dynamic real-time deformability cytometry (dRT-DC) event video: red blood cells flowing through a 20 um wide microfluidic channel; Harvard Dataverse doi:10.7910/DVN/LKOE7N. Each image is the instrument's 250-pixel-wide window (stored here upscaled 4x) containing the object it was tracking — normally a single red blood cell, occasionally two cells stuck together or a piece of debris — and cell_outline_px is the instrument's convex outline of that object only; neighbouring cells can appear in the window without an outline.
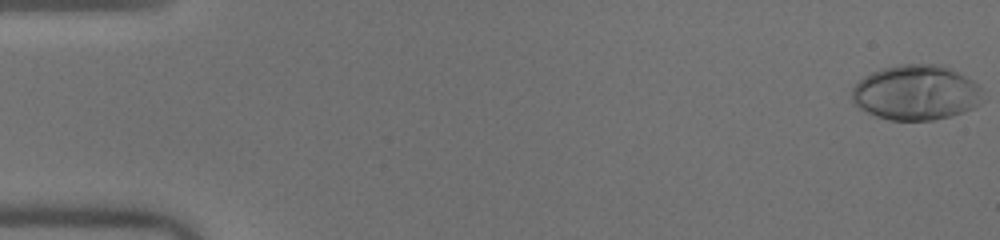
{"species": "human", "species_latin": "Homo sapiens", "temperature_condition": "warm", "stored_images_in_passage": 51, "camera_frame_rate_fps": 3000, "um_per_image_px": 0.085, "donor": {"sex": "male"}, "frame": {"image": 1, "passage_image": 1, "time_ms": 0.0, "image_size_px": [1000, 240], "cell_outline_px": [[984, 100], [980, 104], [972, 108], [948, 116], [932, 120], [892, 120], [876, 116], [860, 108], [852, 100], [852, 88], [864, 76], [880, 68], [900, 64], [944, 64], [972, 80], [984, 88]], "centroid_in_image_um": [77.9, 7.85], "position_along_channel_um": 7.1, "area_um2": 42.25}}
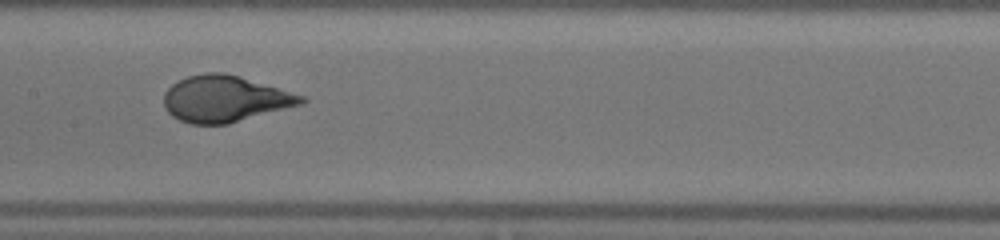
{"frame": {"image": 2, "passage_image": 26, "time_ms": 8.333, "image_size_px": [1000, 240], "cell_outline_px": [[308, 100], [304, 104], [228, 124], [192, 124], [180, 120], [172, 116], [164, 108], [164, 92], [172, 84], [188, 76], [208, 72], [224, 72], [304, 96]], "centroid_in_image_um": [19.11, 8.41], "position_along_channel_um": 188.3, "area_um2": 36.93}}
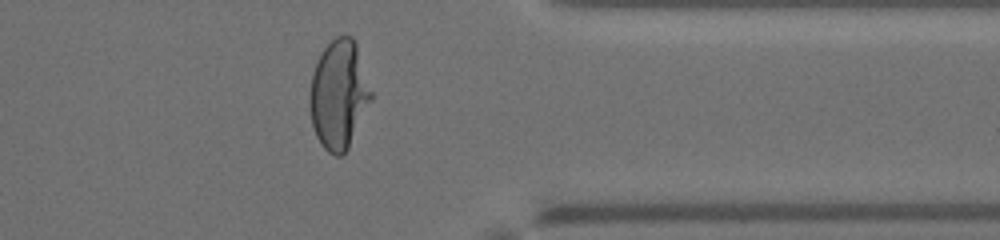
{"frame": {"image": 3, "passage_image": 41, "time_ms": 13.333, "image_size_px": [1000, 240], "cell_outline_px": [[372, 100], [348, 148], [340, 156], [336, 156], [328, 152], [320, 144], [316, 136], [312, 124], [308, 104], [308, 100], [312, 72], [320, 52], [336, 36], [352, 36], [356, 44], [372, 92]], "centroid_in_image_um": [28.77, 8.05], "position_along_channel_um": 382.6, "area_um2": 39.02}, "authors_computed_cell_mechanics": {"area_um2": 37.8012, "velocity_mm_per_s": 4.0803, "shape_relaxation_time_tau1_ms": 4.7998, "shape_relaxation_time_tau2_ms": null, "deformation_change_tau1": 0.2947, "deformation_change_tau2": null}}